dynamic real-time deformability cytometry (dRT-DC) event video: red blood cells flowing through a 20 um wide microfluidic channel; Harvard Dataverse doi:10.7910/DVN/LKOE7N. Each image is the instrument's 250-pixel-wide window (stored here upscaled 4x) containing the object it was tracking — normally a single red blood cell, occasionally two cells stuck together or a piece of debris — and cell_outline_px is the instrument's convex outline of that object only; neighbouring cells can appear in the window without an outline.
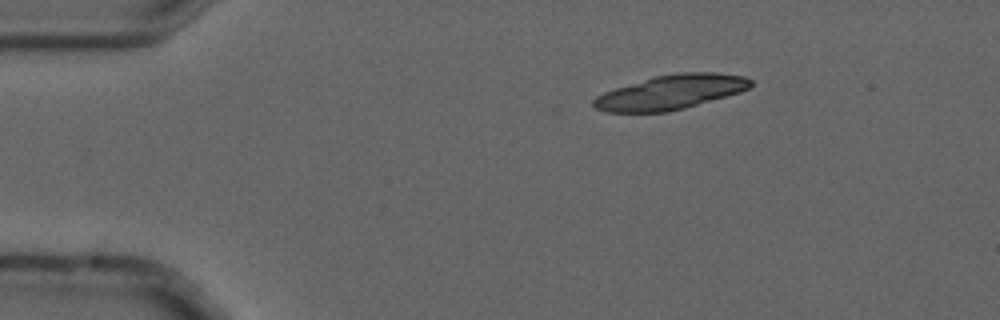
{"species": "common noctule bat (a hibernating species)", "species_latin": "Nyctalus noctula", "temperature_condition": "cold", "stored_images_in_passage": 5, "camera_frame_rate_fps": 3000, "um_per_image_px": 0.085, "animal": {"sex": "male", "forearm_length_mm": 52.5}, "frame": {"image": 1, "passage_image": 3, "time_ms": 0.667, "image_size_px": [1000, 320], "cell_outline_px": [[752, 84], [748, 88], [740, 92], [684, 108], [668, 112], [604, 112], [596, 108], [592, 104], [592, 100], [596, 96], [604, 92], [616, 88], [656, 76], [676, 72], [716, 72], [744, 76], [752, 80]], "centroid_in_image_um": [57.01, 7.83], "position_along_channel_um": 28.0, "area_um2": 31.33}}